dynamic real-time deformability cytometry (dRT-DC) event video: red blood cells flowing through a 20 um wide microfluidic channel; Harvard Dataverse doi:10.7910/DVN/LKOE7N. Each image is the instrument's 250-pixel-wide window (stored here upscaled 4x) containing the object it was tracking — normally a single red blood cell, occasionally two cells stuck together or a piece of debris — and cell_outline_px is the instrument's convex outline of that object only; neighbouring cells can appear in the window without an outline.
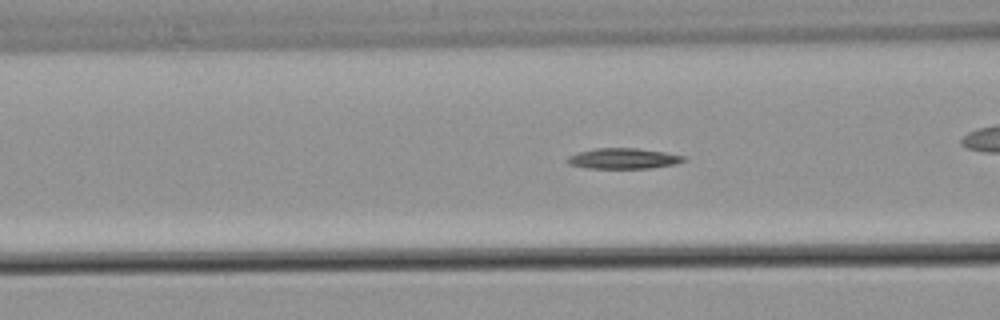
{"species": "common noctule bat (a hibernating species)", "species_latin": "Nyctalus noctula", "temperature_condition": "warm", "stored_images_in_passage": 45, "camera_frame_rate_fps": 3000, "um_per_image_px": 0.085, "animal": {"sex": "male", "body_mass_g": 21.5, "forearm_length_mm": 52.0}, "frame": {"image": 1, "passage_image": 7, "time_ms": 2.0, "image_size_px": [1000, 320], "cell_outline_px": [[688, 160], [676, 164], [652, 168], [584, 168], [568, 164], [564, 160], [568, 156], [576, 152], [596, 148], [636, 148], [664, 152], [684, 156]], "centroid_in_image_um": [52.94, 13.47], "position_along_channel_um": 113.7, "area_um2": 14.16}}